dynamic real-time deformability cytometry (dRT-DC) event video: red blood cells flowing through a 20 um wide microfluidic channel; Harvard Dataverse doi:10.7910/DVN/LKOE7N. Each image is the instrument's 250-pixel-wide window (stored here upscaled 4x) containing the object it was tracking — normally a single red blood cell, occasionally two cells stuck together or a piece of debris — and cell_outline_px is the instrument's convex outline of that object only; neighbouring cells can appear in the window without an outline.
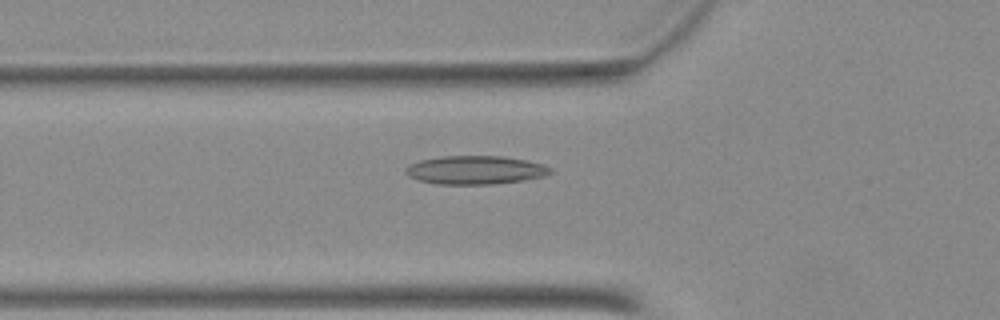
{"species": "Egyptian fruit bat (a non-hibernating species)", "species_latin": "Rousettus aegyptiacus", "temperature_condition": "warm", "stored_images_in_passage": 50, "camera_frame_rate_fps": 3000, "um_per_image_px": 0.085, "animal": {"sex": "female"}, "frame": {"image": 1, "passage_image": 18, "time_ms": 5.667, "image_size_px": [1000, 320], "cell_outline_px": [[552, 172], [544, 176], [524, 180], [492, 184], [436, 184], [416, 180], [408, 176], [404, 172], [404, 168], [408, 164], [420, 160], [444, 156], [504, 156], [528, 160], [544, 164], [552, 168]], "centroid_in_image_um": [40.38, 14.45], "position_along_channel_um": 85.4, "area_um2": 24.33}}
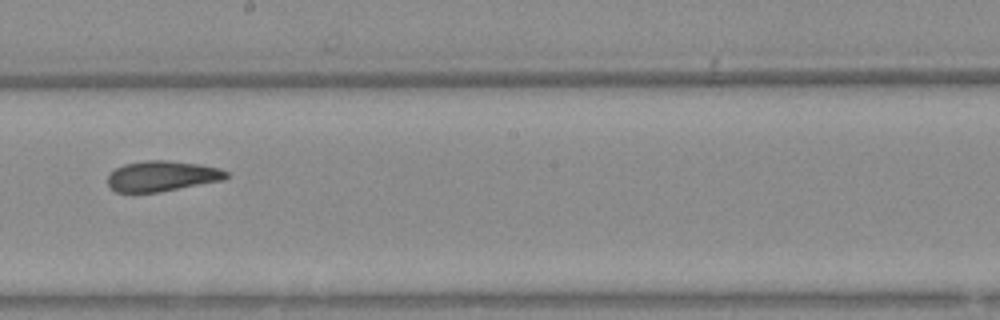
{"frame": {"image": 2, "passage_image": 29, "time_ms": 9.333, "image_size_px": [1000, 320], "cell_outline_px": [[228, 176], [224, 180], [160, 192], [116, 192], [108, 188], [108, 176], [116, 168], [124, 164], [148, 160], [168, 160], [196, 164], [220, 168], [228, 172]], "centroid_in_image_um": [13.76, 14.97], "position_along_channel_um": 234.4, "area_um2": 21.04}}
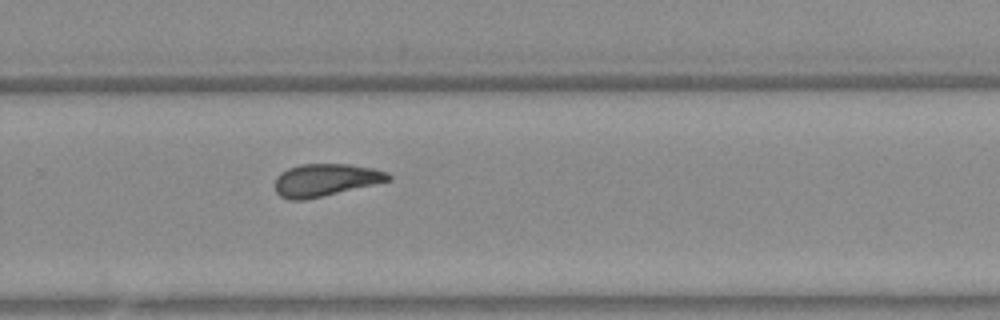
{"frame": {"image": 3, "passage_image": 34, "time_ms": 11.0, "image_size_px": [1000, 320], "cell_outline_px": [[392, 180], [304, 200], [288, 200], [280, 196], [276, 192], [276, 176], [280, 172], [288, 168], [300, 164], [348, 164], [372, 168], [388, 172], [392, 176]], "centroid_in_image_um": [27.66, 15.29], "position_along_channel_um": 302.1, "area_um2": 21.39}}